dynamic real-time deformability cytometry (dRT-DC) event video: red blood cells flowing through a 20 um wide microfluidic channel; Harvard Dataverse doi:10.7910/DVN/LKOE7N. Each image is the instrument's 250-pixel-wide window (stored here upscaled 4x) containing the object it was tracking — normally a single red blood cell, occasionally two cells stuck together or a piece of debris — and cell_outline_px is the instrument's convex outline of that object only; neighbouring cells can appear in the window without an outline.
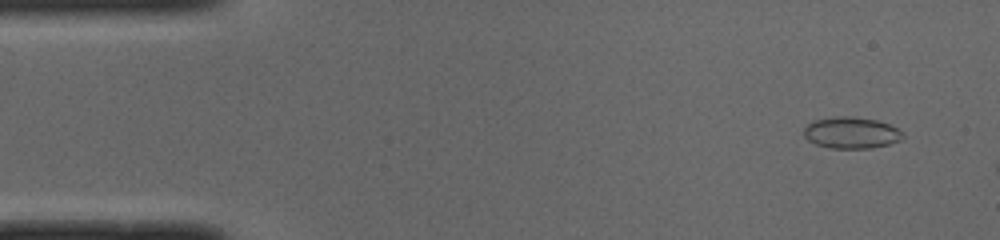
{"species": "common noctule bat (a hibernating species)", "species_latin": "Nyctalus noctula", "temperature_condition": "cold", "stored_images_in_passage": 12, "camera_frame_rate_fps": 3000, "um_per_image_px": 0.085, "animal": {"sex": "male", "body_mass_g": 19.0, "forearm_length_mm": 50.8}, "frame": {"image": 1, "passage_image": 3, "time_ms": 0.667, "image_size_px": [1000, 240], "cell_outline_px": [[904, 136], [900, 140], [888, 144], [872, 148], [828, 148], [816, 144], [808, 140], [804, 136], [804, 128], [812, 120], [836, 116], [852, 116], [876, 120], [888, 124], [904, 132]], "centroid_in_image_um": [72.34, 11.28], "position_along_channel_um": 12.7, "area_um2": 18.21}}